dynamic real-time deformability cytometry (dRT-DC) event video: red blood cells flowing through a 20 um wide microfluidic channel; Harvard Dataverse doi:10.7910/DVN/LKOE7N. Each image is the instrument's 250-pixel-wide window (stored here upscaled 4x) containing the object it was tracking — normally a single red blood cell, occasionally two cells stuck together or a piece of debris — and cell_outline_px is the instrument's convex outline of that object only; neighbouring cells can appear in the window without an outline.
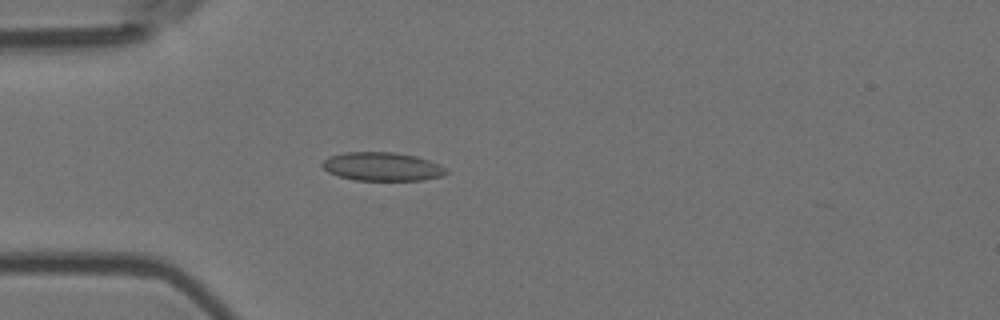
{"species": "Egyptian fruit bat (a non-hibernating species)", "species_latin": "Rousettus aegyptiacus", "temperature_condition": "room temperature", "stored_images_in_passage": 4, "camera_frame_rate_fps": 3000, "um_per_image_px": 0.085, "animal": {"sex": "female"}, "frame": {"image": 1, "passage_image": 4, "time_ms": 1.0, "image_size_px": [1000, 320], "cell_outline_px": [[448, 172], [444, 176], [424, 180], [356, 180], [340, 176], [328, 172], [320, 164], [328, 156], [344, 152], [392, 152], [416, 156], [440, 164], [448, 168]], "centroid_in_image_um": [32.52, 14.16], "position_along_channel_um": 52.5, "area_um2": 20.75}}